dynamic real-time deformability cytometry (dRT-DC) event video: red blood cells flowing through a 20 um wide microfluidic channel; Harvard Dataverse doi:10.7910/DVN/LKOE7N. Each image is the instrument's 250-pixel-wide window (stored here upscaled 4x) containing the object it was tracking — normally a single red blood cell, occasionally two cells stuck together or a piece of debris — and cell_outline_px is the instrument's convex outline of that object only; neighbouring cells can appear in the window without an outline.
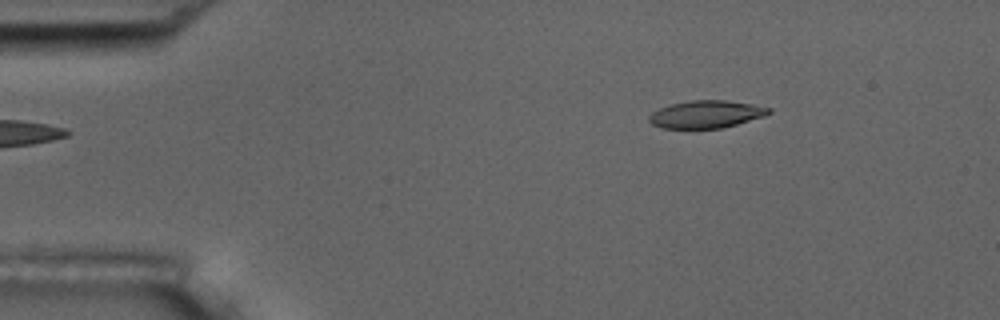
{"species": "common noctule bat (a hibernating species)", "species_latin": "Nyctalus noctula", "temperature_condition": "room temperature", "stored_images_in_passage": 4, "camera_frame_rate_fps": 3000, "um_per_image_px": 0.085, "animal": {"sex": "male", "body_mass_g": 17.5, "forearm_length_mm": 52.3}, "frame": {"image": 1, "passage_image": 1, "time_ms": 0.0, "image_size_px": [1000, 320], "cell_outline_px": [[772, 112], [764, 116], [736, 124], [720, 128], [660, 128], [652, 124], [648, 120], [648, 116], [652, 112], [660, 108], [672, 104], [692, 100], [724, 100], [752, 104], [772, 108]], "centroid_in_image_um": [60.02, 9.71], "position_along_channel_um": 25.0, "area_um2": 19.07}}
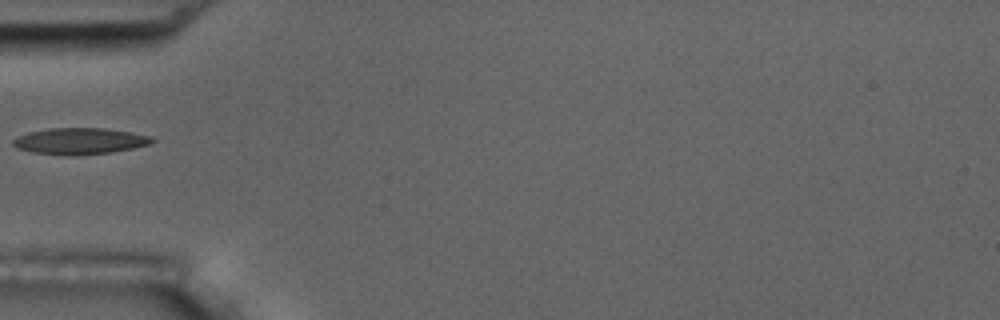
{"frame": {"image": 2, "passage_image": 4, "time_ms": 3.333, "image_size_px": [1000, 320], "cell_outline_px": [[156, 140], [148, 144], [132, 148], [112, 152], [76, 156], [32, 152], [16, 148], [12, 144], [12, 140], [16, 136], [28, 132], [48, 128], [104, 128], [152, 136]], "centroid_in_image_um": [6.74, 11.99], "position_along_channel_um": 78.3, "area_um2": 21.39}}